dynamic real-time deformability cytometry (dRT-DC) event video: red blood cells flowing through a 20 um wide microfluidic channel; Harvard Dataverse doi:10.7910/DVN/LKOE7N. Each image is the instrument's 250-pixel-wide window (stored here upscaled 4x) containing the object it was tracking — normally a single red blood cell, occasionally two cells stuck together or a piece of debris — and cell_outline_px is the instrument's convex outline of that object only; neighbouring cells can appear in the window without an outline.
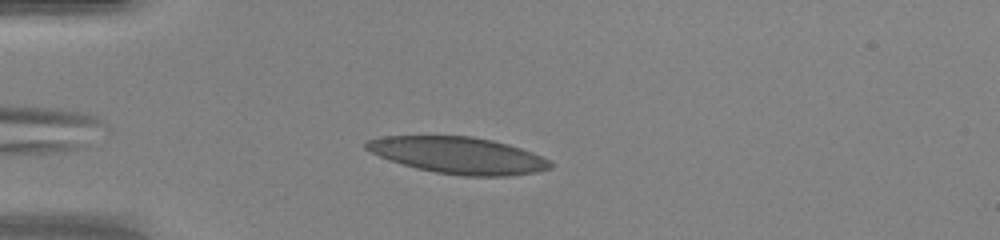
{"species": "human", "species_latin": "Homo sapiens", "temperature_condition": "warm", "stored_images_in_passage": 40, "camera_frame_rate_fps": 3000, "um_per_image_px": 0.085, "donor": {"sex": "female"}, "frame": {"image": 1, "passage_image": 4, "time_ms": 1.0, "image_size_px": [1000, 240], "cell_outline_px": [[552, 168], [536, 172], [504, 176], [464, 176], [436, 172], [416, 168], [388, 160], [364, 148], [364, 144], [368, 140], [380, 136], [472, 136], [492, 140], [508, 144], [532, 152], [548, 160], [552, 164]], "centroid_in_image_um": [38.93, 13.2], "position_along_channel_um": 46.1, "area_um2": 39.19}}
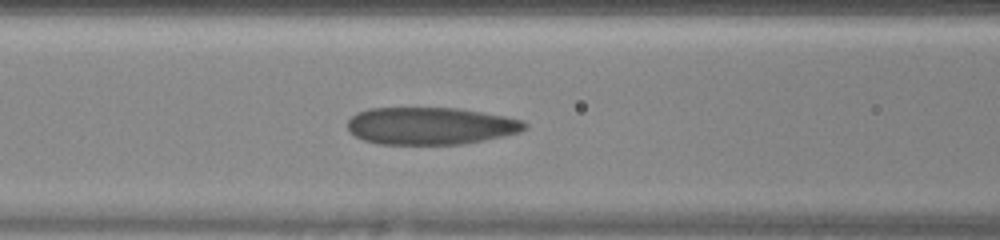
{"frame": {"image": 2, "passage_image": 12, "time_ms": 3.667, "image_size_px": [1000, 240], "cell_outline_px": [[528, 128], [520, 132], [504, 136], [464, 144], [380, 144], [364, 140], [356, 136], [348, 128], [348, 120], [356, 112], [368, 108], [460, 108], [504, 116], [524, 120], [528, 124]], "centroid_in_image_um": [36.63, 10.69], "position_along_channel_um": 130.0, "area_um2": 38.67}}
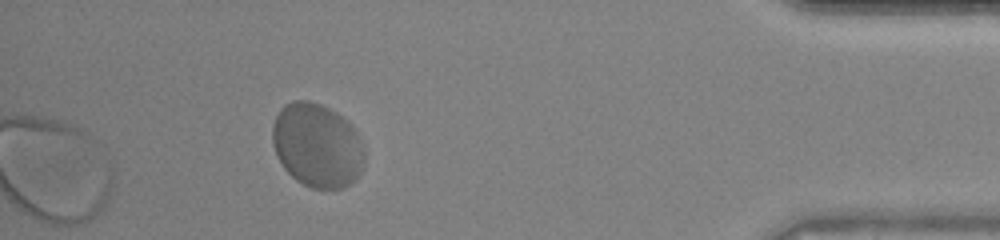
{"frame": {"image": 3, "passage_image": 36, "time_ms": 11.667, "image_size_px": [1000, 240], "cell_outline_px": [[364, 164], [360, 172], [344, 188], [312, 188], [296, 180], [284, 168], [272, 144], [272, 124], [280, 108], [284, 104], [292, 100], [308, 100], [320, 104], [336, 112], [348, 120], [356, 128], [364, 144]], "centroid_in_image_um": [26.97, 12.32], "position_along_channel_um": 408.2, "area_um2": 45.37}, "authors_computed_cell_mechanics": {"area_um2": 40.3155, "velocity_mm_per_s": 4.0658, "shape_relaxation_time_tau1_ms": 4.8028, "shape_relaxation_time_tau2_ms": null, "deformation_change_tau1": 0.095, "deformation_change_tau2": null}}